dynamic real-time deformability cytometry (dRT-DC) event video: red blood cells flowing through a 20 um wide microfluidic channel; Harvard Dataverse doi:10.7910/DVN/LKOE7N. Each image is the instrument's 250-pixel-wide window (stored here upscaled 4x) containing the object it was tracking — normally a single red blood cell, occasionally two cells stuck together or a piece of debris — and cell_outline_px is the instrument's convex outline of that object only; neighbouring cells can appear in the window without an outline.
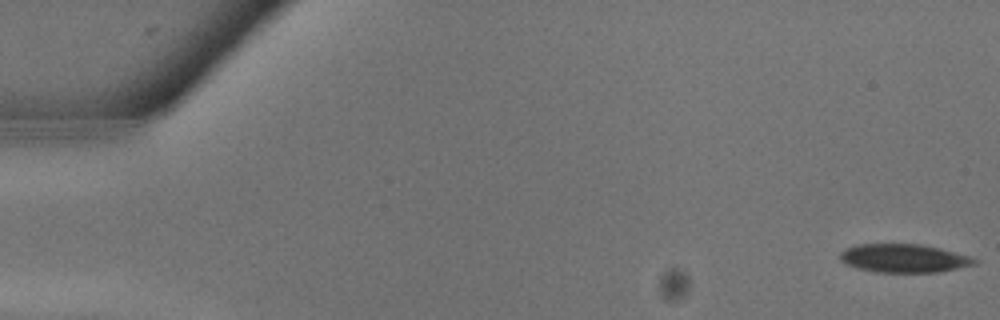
{"species": "common noctule bat (a hibernating species)", "species_latin": "Nyctalus noctula", "temperature_condition": "warm", "stored_images_in_passage": 12, "camera_frame_rate_fps": 3000, "um_per_image_px": 0.085, "animal": {"sex": "male", "body_mass_g": 13.3}, "frame": {"image": 1, "passage_image": 1, "time_ms": 0.0, "image_size_px": [1000, 320], "cell_outline_px": [[980, 260], [976, 264], [940, 272], [876, 272], [856, 268], [844, 264], [840, 260], [840, 252], [844, 248], [856, 244], [920, 244], [940, 248], [968, 256]], "centroid_in_image_um": [76.79, 21.95], "position_along_channel_um": 8.2, "area_um2": 22.43}}
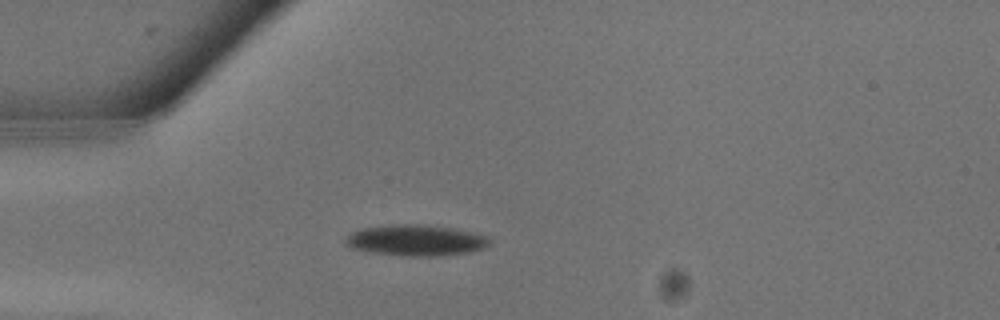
{"frame": {"image": 2, "passage_image": 8, "time_ms": 2.333, "image_size_px": [1000, 320], "cell_outline_px": [[492, 244], [484, 248], [468, 252], [436, 256], [400, 256], [372, 252], [352, 248], [344, 244], [344, 240], [352, 232], [364, 228], [388, 224], [420, 224], [452, 228], [488, 236], [492, 240]], "centroid_in_image_um": [35.36, 20.43], "position_along_channel_um": 49.6, "area_um2": 26.13}}
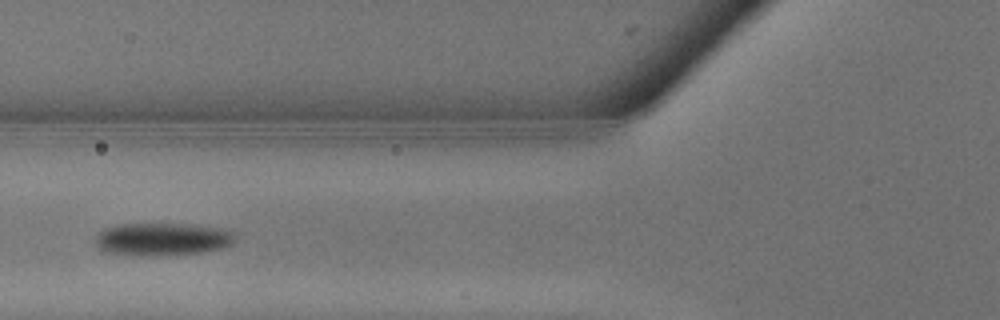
{"frame": {"image": 3, "passage_image": 11, "time_ms": 3.333, "image_size_px": [1000, 320], "cell_outline_px": [[236, 240], [232, 244], [224, 248], [204, 252], [160, 256], [132, 256], [104, 252], [96, 248], [96, 236], [104, 228], [116, 224], [196, 224], [224, 228], [236, 232]], "centroid_in_image_um": [13.84, 20.34], "position_along_channel_um": 112.0, "area_um2": 27.57}}